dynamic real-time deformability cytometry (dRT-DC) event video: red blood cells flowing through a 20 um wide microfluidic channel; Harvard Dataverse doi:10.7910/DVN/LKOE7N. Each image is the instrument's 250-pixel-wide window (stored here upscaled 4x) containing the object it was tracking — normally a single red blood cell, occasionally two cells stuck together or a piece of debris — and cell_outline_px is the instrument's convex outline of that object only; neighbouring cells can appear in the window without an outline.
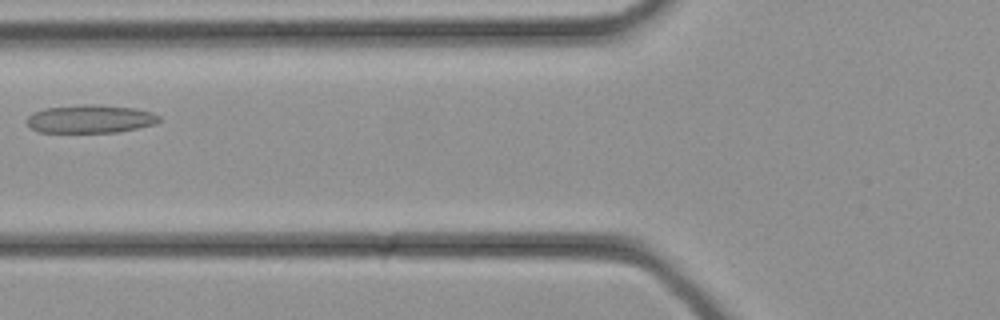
{"species": "common noctule bat (a hibernating species)", "species_latin": "Nyctalus noctula", "temperature_condition": "cold", "stored_images_in_passage": 27, "camera_frame_rate_fps": 3000, "um_per_image_px": 0.085, "animal": {"sex": "female", "body_mass_g": 21.9}, "frame": {"image": 1, "passage_image": 6, "time_ms": 1.667, "image_size_px": [1000, 320], "cell_outline_px": [[160, 120], [152, 124], [136, 128], [116, 132], [40, 132], [32, 128], [28, 124], [28, 116], [32, 112], [44, 108], [84, 104], [92, 104], [136, 108], [152, 112], [160, 116]], "centroid_in_image_um": [7.66, 10.1], "position_along_channel_um": 118.1, "area_um2": 21.56}}
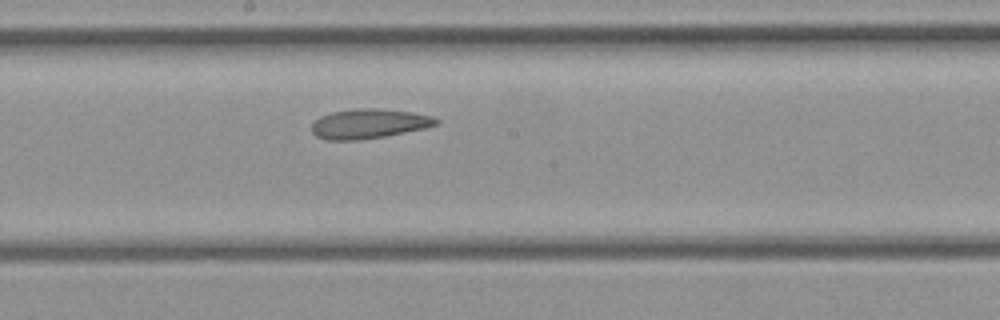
{"frame": {"image": 2, "passage_image": 11, "time_ms": 3.333, "image_size_px": [1000, 320], "cell_outline_px": [[440, 124], [424, 128], [384, 136], [360, 140], [324, 140], [316, 136], [312, 132], [312, 124], [320, 116], [332, 112], [364, 108], [376, 108], [412, 112], [432, 116], [440, 120]], "centroid_in_image_um": [31.36, 10.52], "position_along_channel_um": 216.8, "area_um2": 21.39}}
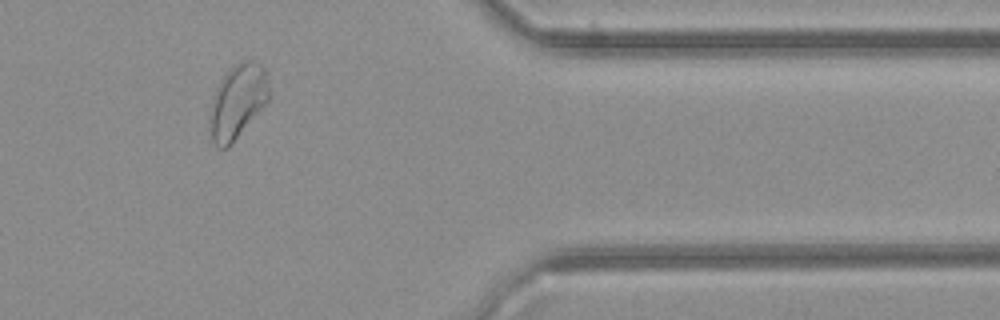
{"frame": {"image": 3, "passage_image": 21, "time_ms": 6.667, "image_size_px": [1000, 320], "cell_outline_px": [[268, 100], [228, 148], [216, 148], [212, 144], [208, 124], [208, 112], [212, 100], [220, 80], [228, 68], [240, 60], [252, 60], [260, 64], [264, 68], [268, 80]], "centroid_in_image_um": [20.13, 8.63], "position_along_channel_um": 391.3, "area_um2": 25.84}}